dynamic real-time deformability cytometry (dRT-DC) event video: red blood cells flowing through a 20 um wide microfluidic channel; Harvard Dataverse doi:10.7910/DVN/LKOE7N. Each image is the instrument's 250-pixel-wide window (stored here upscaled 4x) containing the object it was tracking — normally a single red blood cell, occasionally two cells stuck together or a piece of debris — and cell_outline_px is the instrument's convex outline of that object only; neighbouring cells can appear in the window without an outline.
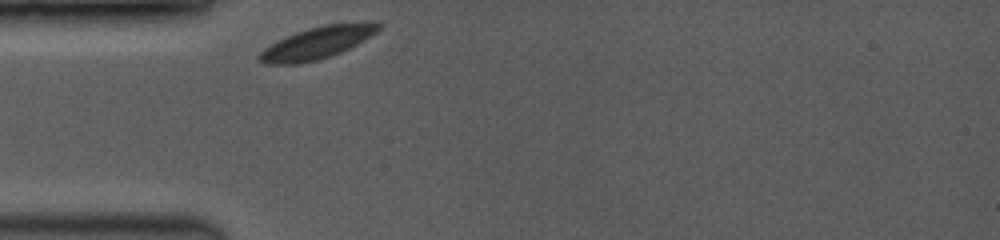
{"species": "common noctule bat (a hibernating species)", "species_latin": "Nyctalus noctula", "temperature_condition": "room temperature", "stored_images_in_passage": 22, "camera_frame_rate_fps": 3500, "um_per_image_px": 0.085, "animal": {"sex": "female", "body_mass_g": 19.0, "forearm_length_mm": 53.3}, "frame": {"image": 1, "passage_image": 1, "time_ms": 0.0, "image_size_px": [1000, 240], "cell_outline_px": [[384, 24], [376, 32], [364, 40], [340, 52], [316, 60], [300, 64], [268, 64], [260, 60], [256, 56], [264, 48], [296, 32], [308, 28], [324, 24]], "centroid_in_image_um": [26.89, 3.67], "position_along_channel_um": 58.1, "area_um2": 21.39}}
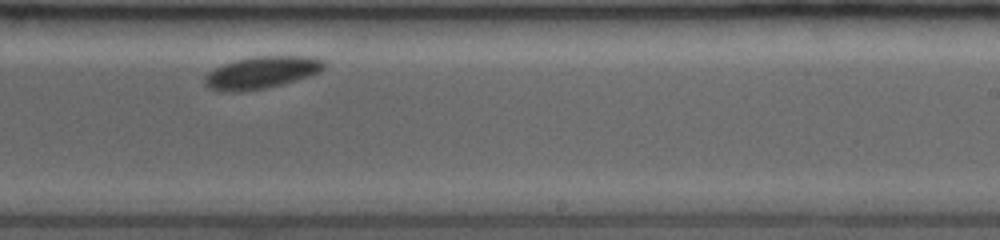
{"frame": {"image": 2, "passage_image": 13, "time_ms": 5.714, "image_size_px": [1000, 240], "cell_outline_px": [[328, 64], [320, 72], [296, 80], [268, 88], [240, 92], [220, 92], [208, 88], [204, 84], [204, 76], [208, 72], [224, 64], [236, 60], [252, 56], [316, 56], [324, 60]], "centroid_in_image_um": [22.25, 6.17], "position_along_channel_um": 266.8, "area_um2": 22.77}}
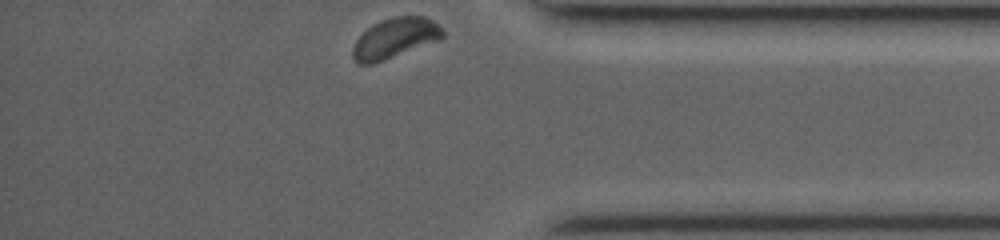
{"frame": {"image": 3, "passage_image": 22, "time_ms": 9.429, "image_size_px": [1000, 240], "cell_outline_px": [[444, 36], [440, 40], [384, 60], [372, 64], [356, 64], [352, 56], [352, 48], [356, 40], [372, 24], [380, 20], [392, 16], [424, 16], [432, 20], [444, 32]], "centroid_in_image_um": [33.55, 3.25], "position_along_channel_um": 401.7, "area_um2": 21.04}, "authors_computed_cell_mechanics": {"area_um2": 22.0507, "velocity_mm_per_s": 3.7433, "shape_relaxation_time_tau1_ms": 0.5774, "shape_relaxation_time_tau2_ms": null, "deformation_change_tau1": 0.0377, "deformation_change_tau2": null}}